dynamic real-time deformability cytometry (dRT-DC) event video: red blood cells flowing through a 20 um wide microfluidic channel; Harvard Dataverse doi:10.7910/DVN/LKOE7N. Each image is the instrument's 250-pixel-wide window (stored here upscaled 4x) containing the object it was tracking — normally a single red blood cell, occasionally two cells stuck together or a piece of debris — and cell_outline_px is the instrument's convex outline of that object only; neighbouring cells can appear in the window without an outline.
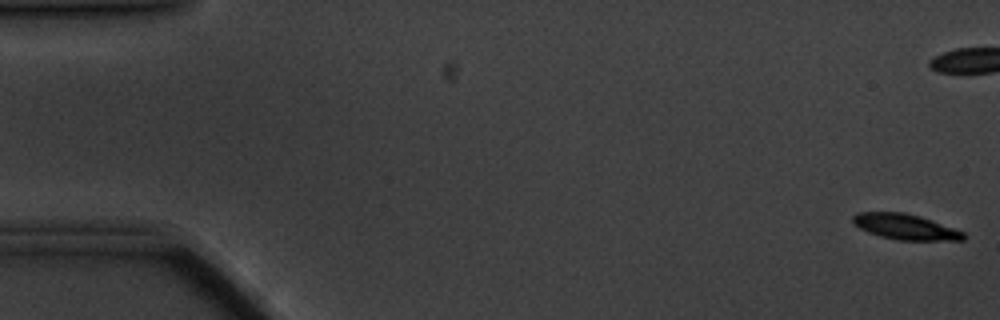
{"species": "common noctule bat (a hibernating species)", "species_latin": "Nyctalus noctula", "temperature_condition": "cold", "stored_images_in_passage": 59, "camera_frame_rate_fps": 3000, "um_per_image_px": 0.085, "animal": {"sex": "male", "body_mass_g": 20.1, "forearm_length_mm": 53.5}, "frame": {"image": 1, "passage_image": 1, "time_ms": 0.0, "image_size_px": [1000, 320], "cell_outline_px": [[964, 240], [896, 240], [880, 236], [868, 232], [852, 224], [852, 216], [856, 212], [904, 212], [920, 216], [932, 220], [964, 232]], "centroid_in_image_um": [76.9, 19.27], "position_along_channel_um": 8.1, "area_um2": 16.47}, "authors_computed_cell_mechanics": {"area_um2": 16.8776, "velocity_mm_per_s": 3.4436, "shape_relaxation_time_tau1_ms": 1.6257, "shape_relaxation_time_tau2_ms": null, "deformation_change_tau1": 0.1282, "deformation_change_tau2": null}}